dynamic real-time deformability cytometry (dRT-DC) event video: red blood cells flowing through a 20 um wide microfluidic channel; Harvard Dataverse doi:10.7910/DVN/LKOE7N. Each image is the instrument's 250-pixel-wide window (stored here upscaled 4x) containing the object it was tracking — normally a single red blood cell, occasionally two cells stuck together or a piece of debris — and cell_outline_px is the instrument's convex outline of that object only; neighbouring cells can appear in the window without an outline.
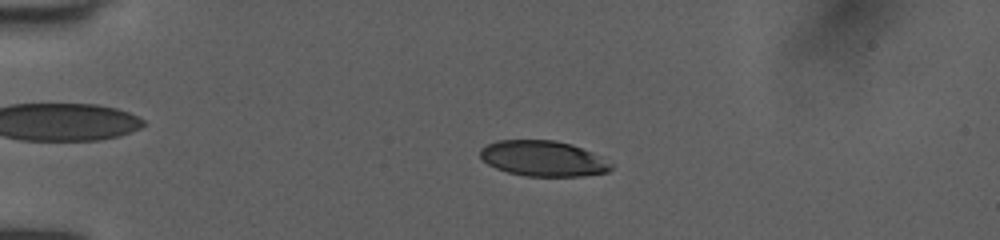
{"species": "human", "species_latin": "Homo sapiens", "temperature_condition": "room temperature", "stored_images_in_passage": 7, "camera_frame_rate_fps": 3000, "um_per_image_px": 0.085, "donor": {"sex": "female"}, "frame": {"image": 1, "passage_image": 4, "time_ms": 1.0, "image_size_px": [1000, 240], "cell_outline_px": [[616, 164], [608, 172], [584, 176], [524, 176], [508, 172], [496, 168], [488, 164], [480, 156], [480, 148], [496, 140], [556, 140], [572, 144], [604, 156]], "centroid_in_image_um": [46.25, 13.47], "position_along_channel_um": 38.8, "area_um2": 27.57}}
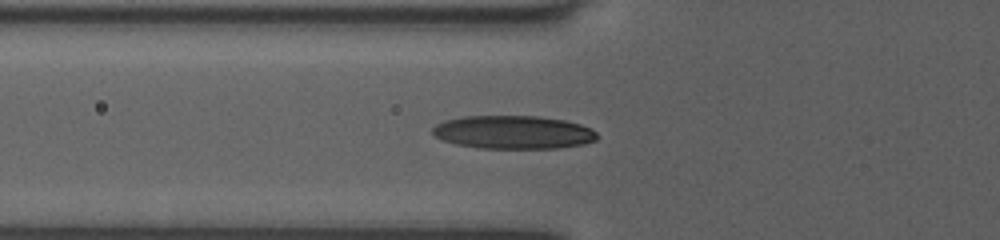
{"frame": {"image": 2, "passage_image": 7, "time_ms": 2.0, "image_size_px": [1000, 240], "cell_outline_px": [[600, 136], [596, 140], [584, 144], [556, 148], [476, 148], [456, 144], [444, 140], [436, 136], [432, 132], [432, 128], [436, 124], [444, 120], [464, 116], [536, 116], [564, 120], [580, 124], [596, 132]], "centroid_in_image_um": [43.62, 11.24], "position_along_channel_um": 82.2, "area_um2": 31.91}}